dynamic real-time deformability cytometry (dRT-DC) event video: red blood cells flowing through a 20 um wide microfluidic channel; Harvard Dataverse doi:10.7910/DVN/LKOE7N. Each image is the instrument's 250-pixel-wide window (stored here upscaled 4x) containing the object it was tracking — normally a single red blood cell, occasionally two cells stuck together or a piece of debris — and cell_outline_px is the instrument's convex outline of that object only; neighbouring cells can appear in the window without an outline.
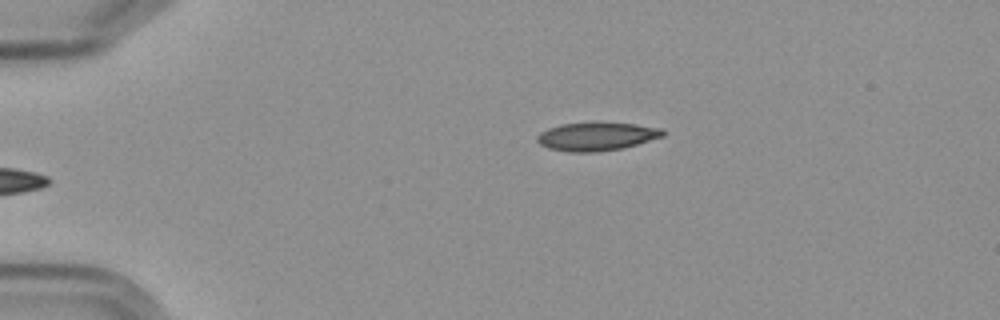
{"species": "Egyptian fruit bat (a non-hibernating species)", "species_latin": "Rousettus aegyptiacus", "temperature_condition": "cold", "stored_images_in_passage": 6, "camera_frame_rate_fps": 3000, "um_per_image_px": 0.085, "frame": {"image": 1, "passage_image": 6, "time_ms": 6.0, "image_size_px": [1000, 320], "cell_outline_px": [[664, 136], [624, 148], [596, 152], [568, 152], [548, 148], [540, 144], [536, 140], [536, 136], [540, 132], [548, 128], [560, 124], [596, 120], [636, 124], [660, 128], [664, 132]], "centroid_in_image_um": [50.68, 11.57], "position_along_channel_um": 34.3, "area_um2": 21.44}}